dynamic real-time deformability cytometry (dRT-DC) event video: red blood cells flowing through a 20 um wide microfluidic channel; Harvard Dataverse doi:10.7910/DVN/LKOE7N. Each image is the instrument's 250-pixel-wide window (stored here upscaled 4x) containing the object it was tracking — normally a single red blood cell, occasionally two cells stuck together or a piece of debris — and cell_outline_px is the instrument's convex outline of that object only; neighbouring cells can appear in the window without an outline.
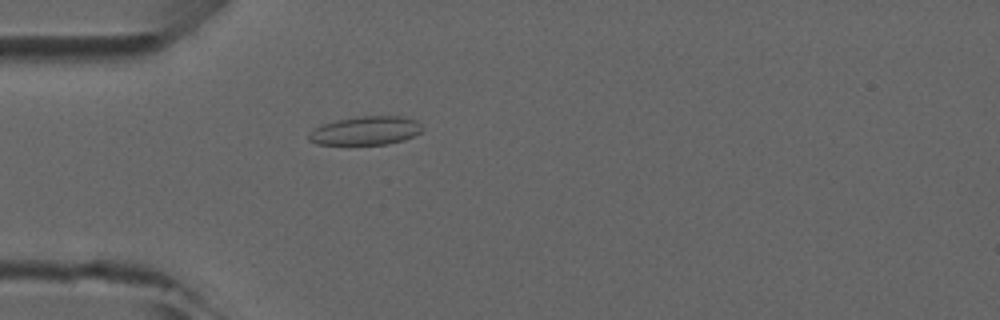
{"species": "common noctule bat (a hibernating species)", "species_latin": "Nyctalus noctula", "temperature_condition": "room temperature", "stored_images_in_passage": 3, "camera_frame_rate_fps": 3000, "um_per_image_px": 0.085, "animal": {"sex": "male", "forearm_length_mm": 52.5}, "frame": {"image": 1, "passage_image": 3, "time_ms": 3.0, "image_size_px": [1000, 320], "cell_outline_px": [[424, 128], [420, 132], [404, 140], [388, 144], [316, 144], [308, 140], [308, 136], [316, 128], [324, 124], [336, 120], [360, 116], [400, 116], [416, 120]], "centroid_in_image_um": [31.11, 11.1], "position_along_channel_um": 53.9, "area_um2": 18.73}}